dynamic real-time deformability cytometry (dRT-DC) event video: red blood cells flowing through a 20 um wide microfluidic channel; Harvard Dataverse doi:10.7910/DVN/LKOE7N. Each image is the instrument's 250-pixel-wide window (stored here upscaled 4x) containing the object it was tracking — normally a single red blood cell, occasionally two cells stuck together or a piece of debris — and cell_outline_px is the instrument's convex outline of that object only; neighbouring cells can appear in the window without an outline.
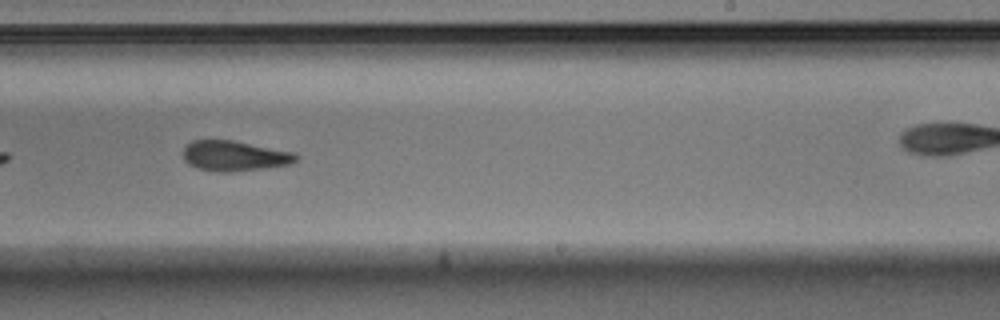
{"species": "Egyptian fruit bat (a non-hibernating species)", "species_latin": "Rousettus aegyptiacus", "temperature_condition": "warm", "stored_images_in_passage": 29, "camera_frame_rate_fps": 3000, "um_per_image_px": 0.085, "animal": {"sex": "male"}, "frame": {"image": 1, "passage_image": 17, "time_ms": 5.333, "image_size_px": [1000, 320], "cell_outline_px": [[300, 156], [296, 160], [288, 164], [264, 168], [228, 172], [216, 172], [196, 168], [188, 164], [184, 160], [184, 148], [192, 140], [232, 140], [296, 152]], "centroid_in_image_um": [19.93, 13.25], "position_along_channel_um": 269.1, "area_um2": 19.94}}